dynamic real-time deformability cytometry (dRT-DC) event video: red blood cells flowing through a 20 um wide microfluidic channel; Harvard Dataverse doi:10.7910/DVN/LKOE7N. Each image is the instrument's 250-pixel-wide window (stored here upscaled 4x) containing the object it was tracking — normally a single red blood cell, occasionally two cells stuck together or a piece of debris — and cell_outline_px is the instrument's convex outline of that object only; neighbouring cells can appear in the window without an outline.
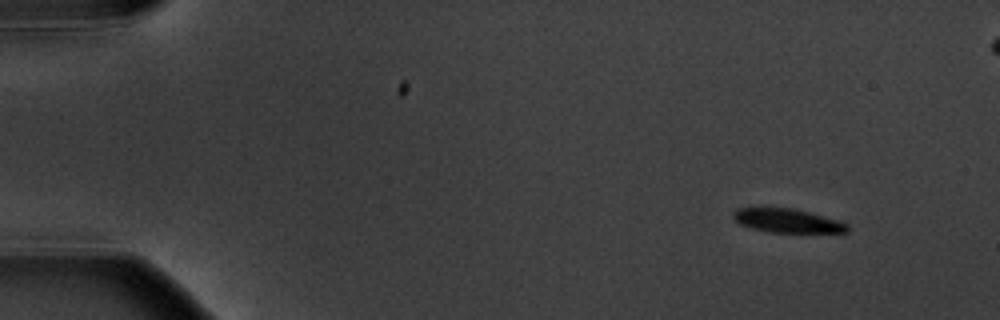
{"species": "common noctule bat (a hibernating species)", "species_latin": "Nyctalus noctula", "temperature_condition": "warm", "stored_images_in_passage": 5, "camera_frame_rate_fps": 3000, "um_per_image_px": 0.085, "animal": {"sex": "male", "body_mass_g": 20.1, "forearm_length_mm": 53.5}, "frame": {"image": 1, "passage_image": 1, "time_ms": 0.0, "image_size_px": [1000, 320], "cell_outline_px": [[848, 232], [768, 232], [752, 228], [740, 224], [732, 216], [732, 212], [740, 208], [792, 208], [808, 212], [836, 220], [848, 224]], "centroid_in_image_um": [66.89, 18.76], "position_along_channel_um": 18.1, "area_um2": 15.49}}